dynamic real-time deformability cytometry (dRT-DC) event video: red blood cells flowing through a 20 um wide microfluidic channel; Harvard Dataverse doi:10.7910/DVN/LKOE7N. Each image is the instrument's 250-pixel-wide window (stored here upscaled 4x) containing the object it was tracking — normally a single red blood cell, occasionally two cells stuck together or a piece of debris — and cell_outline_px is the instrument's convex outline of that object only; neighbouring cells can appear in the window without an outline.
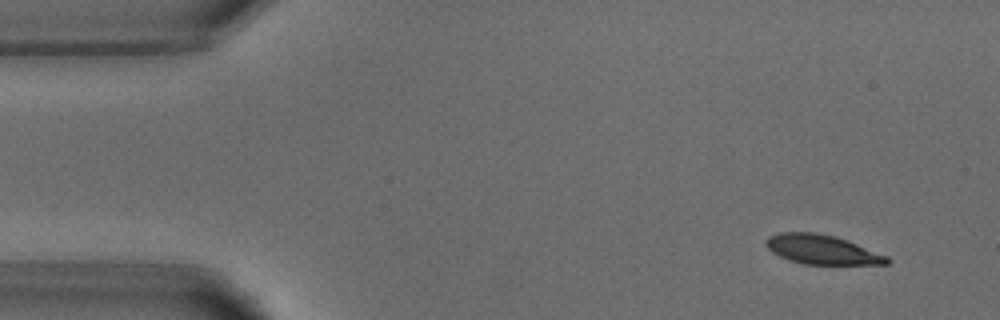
{"species": "common noctule bat (a hibernating species)", "species_latin": "Nyctalus noctula", "temperature_condition": "warm", "stored_images_in_passage": 7, "camera_frame_rate_fps": 3000, "um_per_image_px": 0.085, "animal": {"sex": "male", "body_mass_g": 18.8}, "frame": {"image": 1, "passage_image": 2, "time_ms": 1.0, "image_size_px": [1000, 320], "cell_outline_px": [[892, 260], [888, 264], [804, 264], [788, 260], [772, 252], [764, 244], [764, 240], [768, 236], [780, 232], [812, 232], [836, 236], [888, 256]], "centroid_in_image_um": [69.84, 21.21], "position_along_channel_um": 15.2, "area_um2": 20.75}}
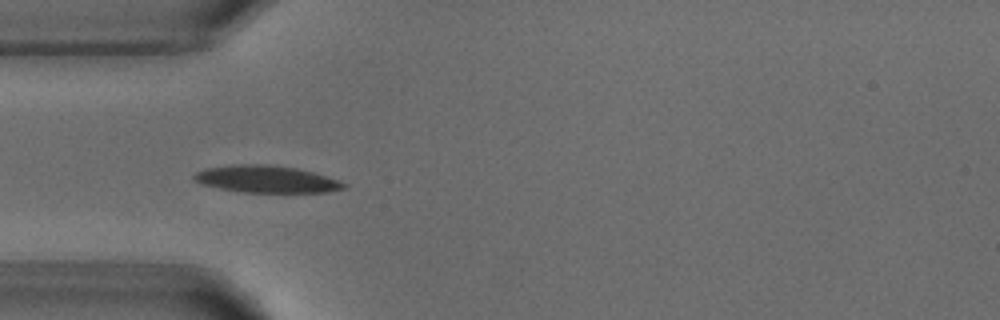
{"frame": {"image": 2, "passage_image": 5, "time_ms": 4.667, "image_size_px": [1000, 320], "cell_outline_px": [[348, 188], [328, 192], [244, 192], [220, 188], [204, 184], [196, 180], [192, 176], [196, 172], [204, 168], [232, 164], [268, 164], [296, 168], [312, 172], [340, 180], [348, 184]], "centroid_in_image_um": [22.69, 15.22], "position_along_channel_um": 62.3, "area_um2": 23.64}}
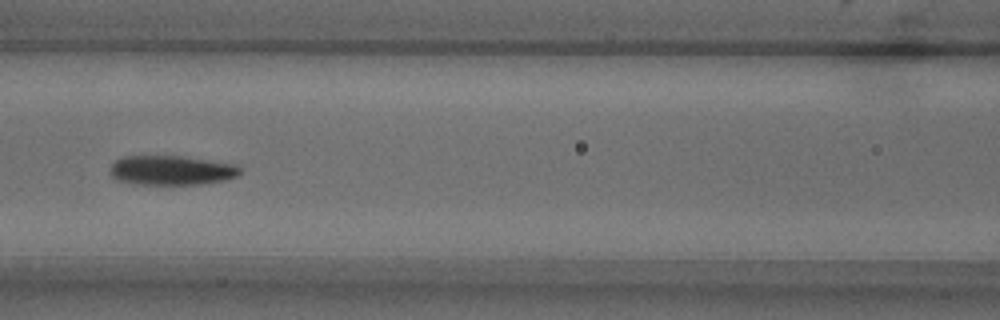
{"frame": {"image": 3, "passage_image": 7, "time_ms": 7.0, "image_size_px": [1000, 320], "cell_outline_px": [[244, 168], [240, 176], [224, 180], [200, 184], [132, 184], [116, 180], [112, 176], [112, 164], [116, 160], [124, 156], [180, 156], [236, 164]], "centroid_in_image_um": [14.63, 14.48], "position_along_channel_um": 152.0, "area_um2": 22.43}}